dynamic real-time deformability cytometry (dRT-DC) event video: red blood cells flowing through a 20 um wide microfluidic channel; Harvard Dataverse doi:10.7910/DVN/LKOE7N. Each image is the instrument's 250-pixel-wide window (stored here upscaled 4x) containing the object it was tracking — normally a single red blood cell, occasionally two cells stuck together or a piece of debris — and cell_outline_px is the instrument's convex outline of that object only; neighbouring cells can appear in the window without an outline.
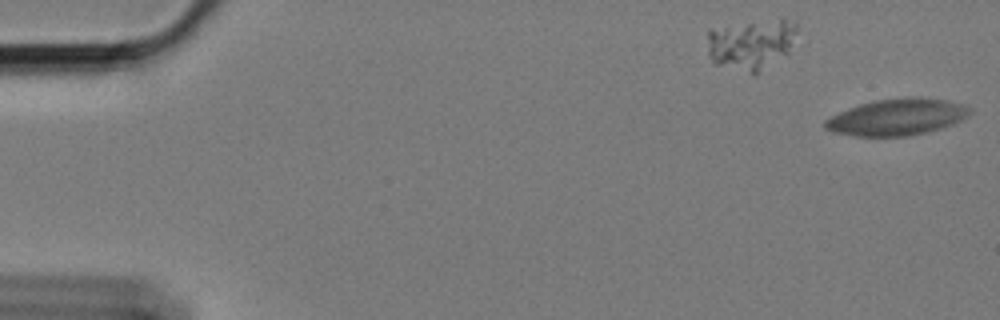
{"species": "Egyptian fruit bat (a non-hibernating species)", "species_latin": "Rousettus aegyptiacus", "temperature_condition": "cold", "stored_images_in_passage": 2, "segment_of_instrument_passage": [2, 2], "camera_frame_rate_fps": 3000, "um_per_image_px": 0.085, "animal": {"sex": "female"}, "frame": {"image": 1, "passage_image": 2, "time_ms": 0.333, "image_size_px": [1000, 320], "cell_outline_px": [[972, 112], [968, 116], [952, 124], [928, 132], [908, 136], [856, 136], [832, 132], [824, 128], [824, 120], [848, 108], [860, 104], [876, 100], [912, 96], [916, 96], [948, 100], [968, 104], [972, 108]], "centroid_in_image_um": [76.29, 9.94], "position_along_channel_um": 8.7, "area_um2": 31.1}}